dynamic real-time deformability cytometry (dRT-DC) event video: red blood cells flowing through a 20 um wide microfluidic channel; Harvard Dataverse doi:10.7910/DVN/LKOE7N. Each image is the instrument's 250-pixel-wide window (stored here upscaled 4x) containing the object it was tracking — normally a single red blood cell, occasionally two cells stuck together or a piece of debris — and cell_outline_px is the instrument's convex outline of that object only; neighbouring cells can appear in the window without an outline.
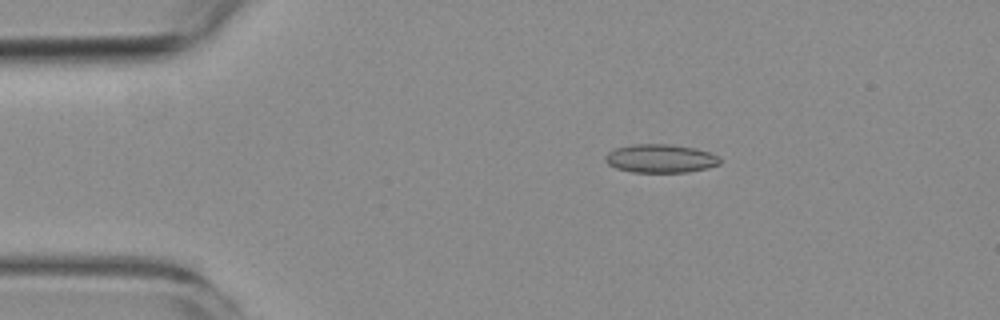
{"species": "common noctule bat (a hibernating species)", "species_latin": "Nyctalus noctula", "temperature_condition": "room temperature", "stored_images_in_passage": 3, "camera_frame_rate_fps": 3000, "um_per_image_px": 0.085, "animal": {"sex": "female", "body_mass_g": 19.3, "forearm_length_mm": 54.1}, "frame": {"image": 1, "passage_image": 2, "time_ms": 1.0, "image_size_px": [1000, 320], "cell_outline_px": [[720, 164], [708, 168], [688, 172], [632, 172], [616, 168], [608, 164], [604, 160], [604, 156], [608, 152], [616, 148], [632, 144], [672, 144], [696, 148], [720, 156]], "centroid_in_image_um": [56.15, 13.47], "position_along_channel_um": 28.9, "area_um2": 19.19}}